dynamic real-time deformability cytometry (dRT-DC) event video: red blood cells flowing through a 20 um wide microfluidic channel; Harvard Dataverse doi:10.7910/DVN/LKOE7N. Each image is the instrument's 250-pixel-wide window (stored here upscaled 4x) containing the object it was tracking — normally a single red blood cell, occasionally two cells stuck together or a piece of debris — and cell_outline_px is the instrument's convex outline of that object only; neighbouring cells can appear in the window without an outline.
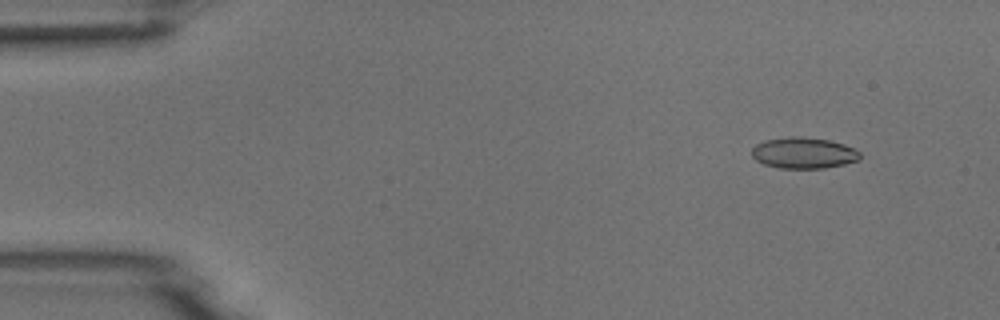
{"species": "common noctule bat (a hibernating species)", "species_latin": "Nyctalus noctula", "temperature_condition": "room temperature", "stored_images_in_passage": 4, "camera_frame_rate_fps": 3000, "um_per_image_px": 0.085, "animal": {"sex": "male", "body_mass_g": 18.8}, "frame": {"image": 1, "passage_image": 2, "time_ms": 0.333, "image_size_px": [1000, 320], "cell_outline_px": [[860, 160], [844, 164], [824, 168], [780, 168], [764, 164], [756, 160], [752, 156], [752, 148], [756, 144], [764, 140], [788, 136], [800, 136], [828, 140], [844, 144], [860, 152]], "centroid_in_image_um": [68.29, 12.99], "position_along_channel_um": 16.7, "area_um2": 19.65}}
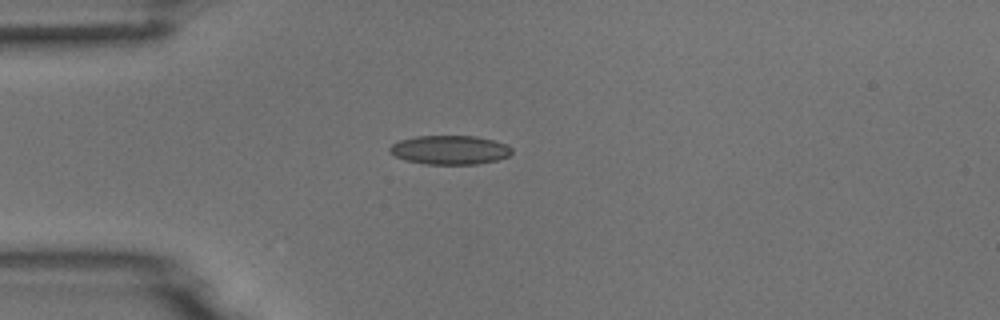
{"frame": {"image": 2, "passage_image": 4, "time_ms": 1.0, "image_size_px": [1000, 320], "cell_outline_px": [[512, 152], [508, 156], [496, 160], [476, 164], [428, 164], [404, 160], [396, 156], [388, 148], [392, 144], [400, 140], [416, 136], [476, 136], [492, 140], [504, 144], [512, 148]], "centroid_in_image_um": [38.23, 12.74], "position_along_channel_um": 46.8, "area_um2": 20.4}}